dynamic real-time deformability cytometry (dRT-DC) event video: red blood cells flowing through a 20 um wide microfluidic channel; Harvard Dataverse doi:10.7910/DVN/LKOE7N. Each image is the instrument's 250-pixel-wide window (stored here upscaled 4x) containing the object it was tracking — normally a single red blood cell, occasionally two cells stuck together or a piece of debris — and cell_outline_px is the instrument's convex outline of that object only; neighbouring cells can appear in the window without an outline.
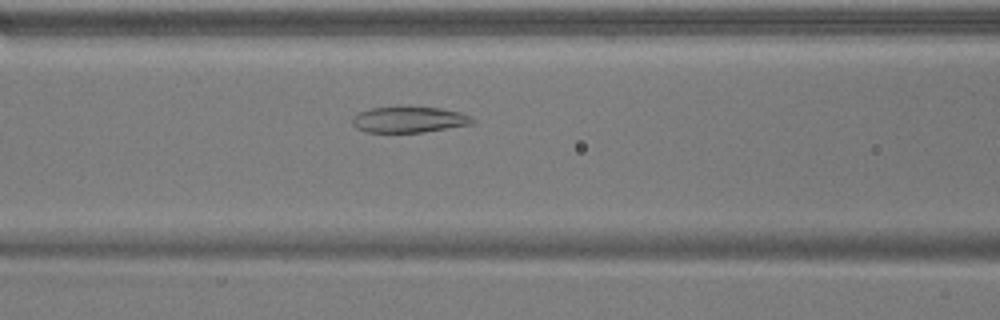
{"species": "common noctule bat (a hibernating species)", "species_latin": "Nyctalus noctula", "temperature_condition": "warm", "stored_images_in_passage": 39, "camera_frame_rate_fps": 3000, "um_per_image_px": 0.085, "animal": {"sex": "male", "body_mass_g": 17.9}, "frame": {"image": 1, "passage_image": 11, "time_ms": 3.333, "image_size_px": [1000, 320], "cell_outline_px": [[476, 120], [472, 124], [424, 132], [364, 132], [356, 128], [352, 124], [352, 120], [360, 112], [372, 108], [440, 108], [460, 112], [472, 116]], "centroid_in_image_um": [34.81, 10.19], "position_along_channel_um": 131.8, "area_um2": 17.8}}
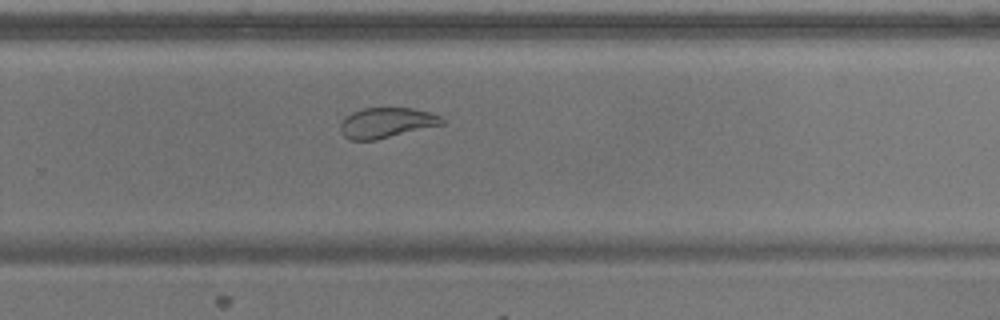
{"frame": {"image": 2, "passage_image": 24, "time_ms": 7.667, "image_size_px": [1000, 320], "cell_outline_px": [[444, 124], [376, 140], [348, 140], [340, 132], [340, 124], [352, 112], [364, 108], [412, 108], [428, 112], [440, 116], [444, 120]], "centroid_in_image_um": [32.84, 10.44], "position_along_channel_um": 297.0, "area_um2": 17.8}}
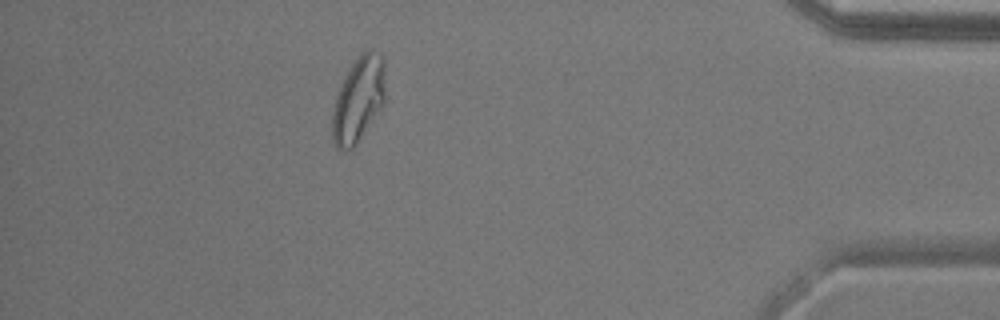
{"frame": {"image": 3, "passage_image": 36, "time_ms": 11.667, "image_size_px": [1000, 320], "cell_outline_px": [[384, 104], [356, 144], [352, 148], [344, 152], [340, 152], [336, 148], [332, 140], [332, 112], [336, 96], [340, 84], [344, 76], [360, 52], [364, 48], [372, 48], [380, 52], [384, 56]], "centroid_in_image_um": [30.46, 8.42], "position_along_channel_um": 404.7, "area_um2": 26.88}}